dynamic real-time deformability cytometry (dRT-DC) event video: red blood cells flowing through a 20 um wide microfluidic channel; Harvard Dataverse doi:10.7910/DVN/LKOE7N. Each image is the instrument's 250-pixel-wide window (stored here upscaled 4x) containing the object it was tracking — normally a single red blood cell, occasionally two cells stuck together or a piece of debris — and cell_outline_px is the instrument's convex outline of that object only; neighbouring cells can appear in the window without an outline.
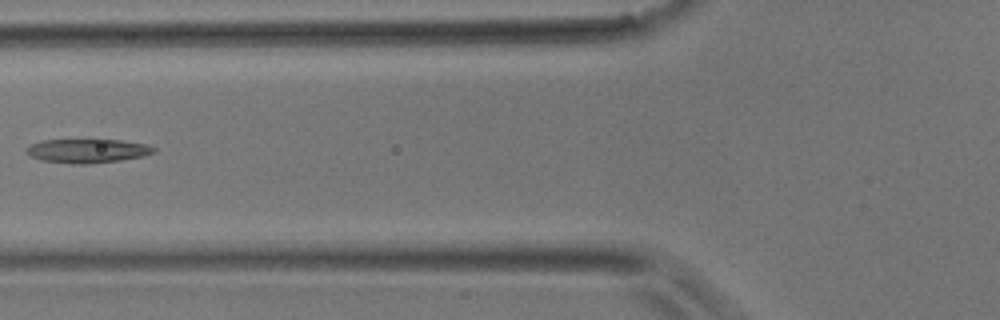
{"species": "common noctule bat (a hibernating species)", "species_latin": "Nyctalus noctula", "temperature_condition": "room temperature", "stored_images_in_passage": 5, "camera_frame_rate_fps": 3000, "um_per_image_px": 0.085, "animal": {"sex": "male", "body_mass_g": 17.9}, "frame": {"image": 1, "passage_image": 5, "time_ms": 1.333, "image_size_px": [1000, 320], "cell_outline_px": [[156, 152], [144, 156], [120, 160], [88, 164], [72, 164], [40, 160], [24, 152], [24, 148], [32, 144], [44, 140], [120, 140], [144, 144], [156, 148]], "centroid_in_image_um": [7.41, 12.83], "position_along_channel_um": 118.4, "area_um2": 17.74}}